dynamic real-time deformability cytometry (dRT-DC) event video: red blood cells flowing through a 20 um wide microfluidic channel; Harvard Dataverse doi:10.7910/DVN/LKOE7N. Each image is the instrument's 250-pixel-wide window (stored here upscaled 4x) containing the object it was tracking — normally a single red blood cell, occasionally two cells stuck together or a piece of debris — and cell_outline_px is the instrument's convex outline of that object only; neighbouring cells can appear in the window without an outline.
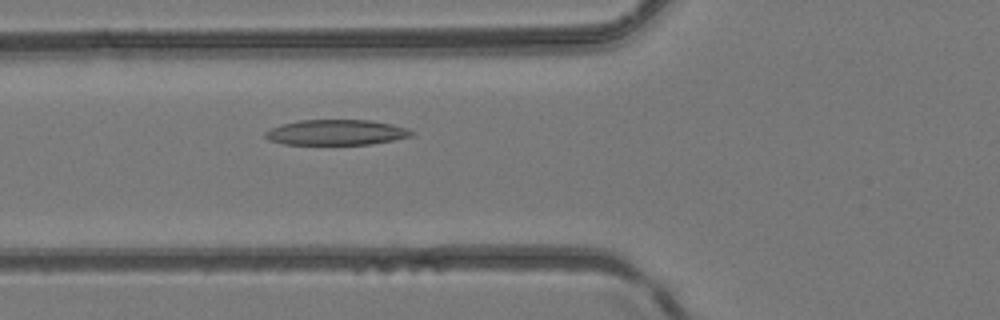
{"species": "common noctule bat (a hibernating species)", "species_latin": "Nyctalus noctula", "temperature_condition": "room temperature", "stored_images_in_passage": 46, "camera_frame_rate_fps": 3000, "um_per_image_px": 0.085, "animal": {"sex": "female", "body_mass_g": 24.6, "forearm_length_mm": 56.2}, "frame": {"image": 1, "passage_image": 16, "time_ms": 5.0, "image_size_px": [1000, 320], "cell_outline_px": [[416, 132], [412, 136], [372, 144], [284, 144], [268, 140], [264, 136], [264, 132], [272, 128], [284, 124], [300, 120], [368, 120], [392, 124], [408, 128]], "centroid_in_image_um": [28.61, 11.25], "position_along_channel_um": 97.2, "area_um2": 21.56}}
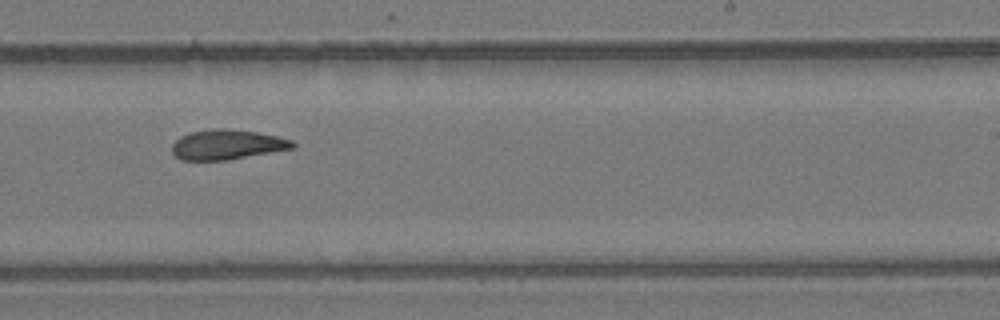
{"frame": {"image": 2, "passage_image": 28, "time_ms": 9.0, "image_size_px": [1000, 320], "cell_outline_px": [[296, 148], [228, 160], [180, 160], [172, 152], [172, 144], [180, 136], [188, 132], [212, 128], [228, 128], [256, 132], [276, 136], [292, 140], [296, 144]], "centroid_in_image_um": [19.3, 12.28], "position_along_channel_um": 269.7, "area_um2": 21.27}}
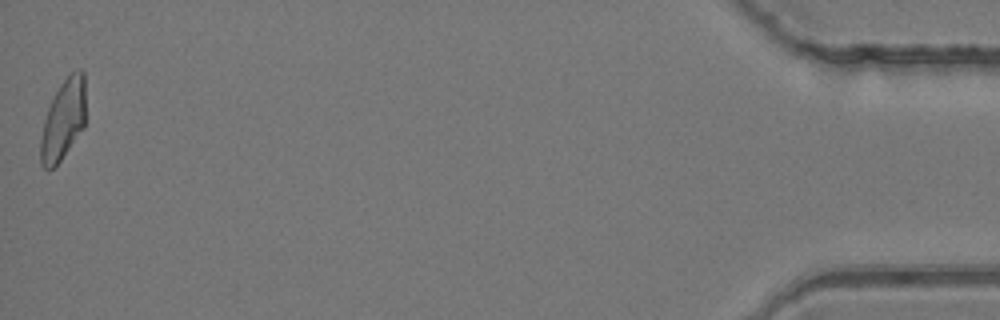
{"frame": {"image": 3, "passage_image": 46, "time_ms": 15.0, "image_size_px": [1000, 320], "cell_outline_px": [[84, 128], [60, 160], [52, 168], [44, 168], [40, 164], [40, 136], [44, 120], [48, 108], [60, 84], [72, 72], [80, 68], [84, 72]], "centroid_in_image_um": [5.36, 10.18], "position_along_channel_um": 429.8, "area_um2": 20.81}}